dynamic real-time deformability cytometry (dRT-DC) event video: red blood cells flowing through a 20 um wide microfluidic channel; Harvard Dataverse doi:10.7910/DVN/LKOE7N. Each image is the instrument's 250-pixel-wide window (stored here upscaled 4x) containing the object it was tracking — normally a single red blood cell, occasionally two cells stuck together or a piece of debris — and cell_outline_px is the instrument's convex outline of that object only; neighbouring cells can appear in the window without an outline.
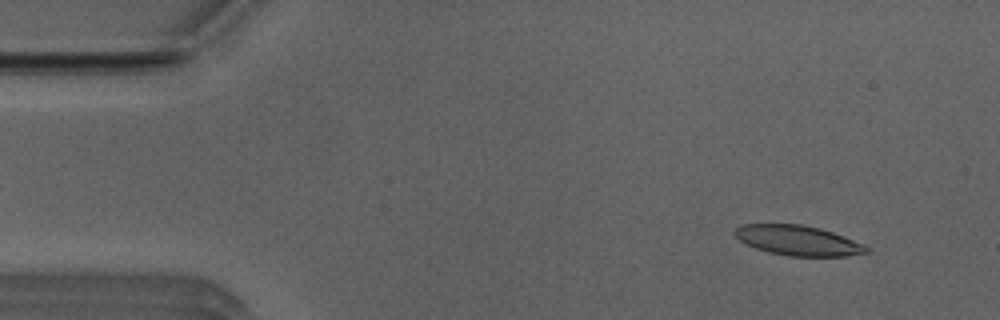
{"species": "Egyptian fruit bat (a non-hibernating species)", "species_latin": "Rousettus aegyptiacus", "temperature_condition": "room temperature", "stored_images_in_passage": 48, "camera_frame_rate_fps": 3000, "um_per_image_px": 0.085, "animal": {"sex": "male"}, "frame": {"image": 1, "passage_image": 4, "time_ms": 1.0, "image_size_px": [1000, 320], "cell_outline_px": [[868, 252], [848, 256], [788, 256], [768, 252], [756, 248], [740, 240], [732, 232], [736, 228], [744, 224], [800, 224], [820, 228], [844, 236], [864, 244], [868, 248]], "centroid_in_image_um": [67.84, 20.44], "position_along_channel_um": 17.2, "area_um2": 22.89}}
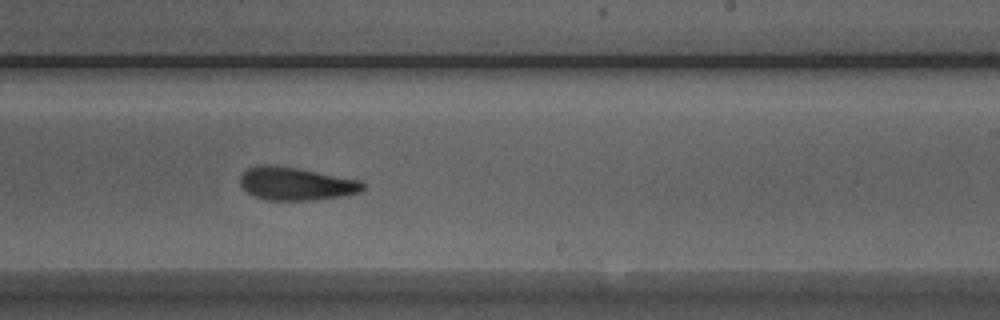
{"frame": {"image": 2, "passage_image": 30, "time_ms": 9.667, "image_size_px": [1000, 320], "cell_outline_px": [[364, 188], [360, 192], [340, 196], [312, 200], [268, 200], [256, 196], [248, 192], [240, 184], [240, 176], [248, 168], [264, 164], [296, 168], [360, 180], [364, 184]], "centroid_in_image_um": [25.15, 15.62], "position_along_channel_um": 263.8, "area_um2": 23.18}}
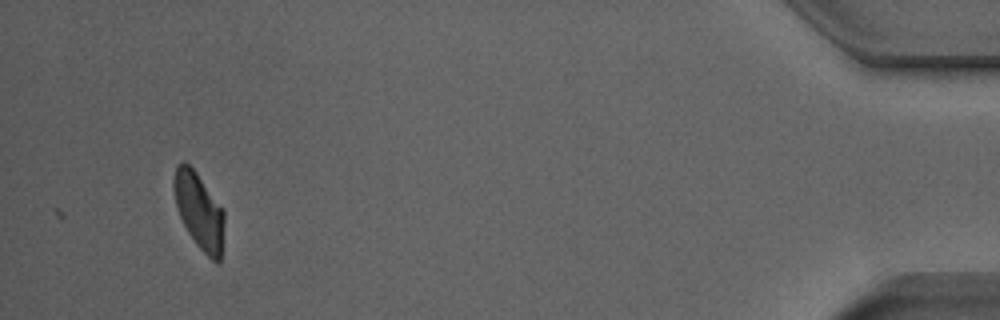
{"frame": {"image": 3, "passage_image": 48, "time_ms": 15.667, "image_size_px": [1000, 320], "cell_outline_px": [[224, 224], [220, 264], [216, 264], [196, 244], [188, 232], [180, 216], [176, 204], [172, 184], [172, 180], [176, 168], [184, 160], [196, 172], [224, 212]], "centroid_in_image_um": [16.92, 17.95], "position_along_channel_um": 418.3, "area_um2": 22.02}, "authors_computed_cell_mechanics": {"area_um2": 23.8136, "velocity_mm_per_s": 3.9193, "shape_relaxation_time_tau1_ms": 5.7818, "shape_relaxation_time_tau2_ms": 2.4709, "deformation_change_tau1": 0.1629, "deformation_change_tau2": 0.1033}}